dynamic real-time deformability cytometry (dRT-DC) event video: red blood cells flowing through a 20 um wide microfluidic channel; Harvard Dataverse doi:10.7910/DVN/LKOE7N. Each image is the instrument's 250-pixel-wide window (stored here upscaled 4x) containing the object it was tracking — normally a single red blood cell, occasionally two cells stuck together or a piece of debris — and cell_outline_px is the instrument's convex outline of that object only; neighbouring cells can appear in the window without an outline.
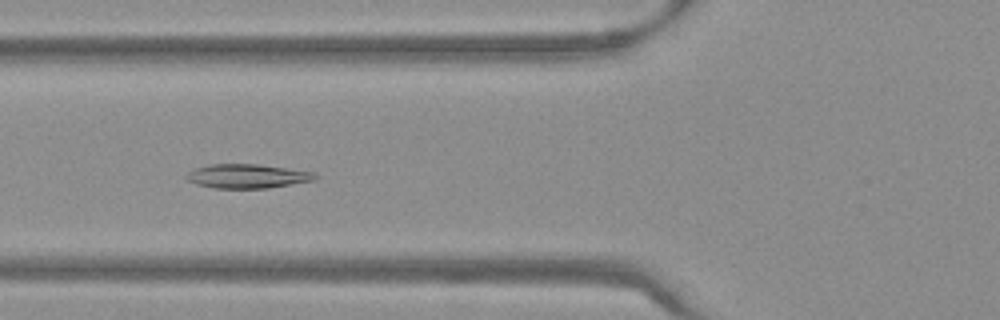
{"species": "Egyptian fruit bat (a non-hibernating species)", "species_latin": "Rousettus aegyptiacus", "temperature_condition": "warm", "stored_images_in_passage": 48, "camera_frame_rate_fps": 3000, "um_per_image_px": 0.085, "frame": {"image": 1, "passage_image": 14, "time_ms": 4.333, "image_size_px": [1000, 320], "cell_outline_px": [[320, 176], [316, 180], [268, 188], [212, 188], [196, 184], [188, 180], [184, 176], [188, 172], [196, 168], [208, 164], [256, 164], [316, 172]], "centroid_in_image_um": [21.05, 14.97], "position_along_channel_um": 104.8, "area_um2": 18.21}}
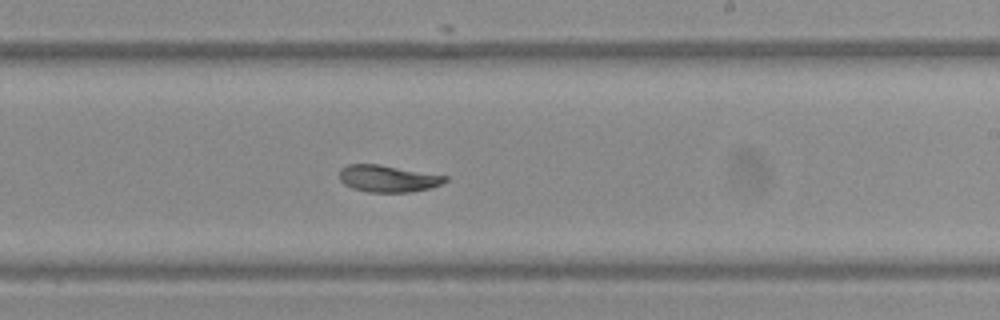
{"frame": {"image": 2, "passage_image": 26, "time_ms": 8.333, "image_size_px": [1000, 320], "cell_outline_px": [[448, 180], [440, 184], [428, 188], [412, 192], [368, 192], [352, 188], [344, 184], [340, 180], [340, 168], [348, 164], [380, 164], [448, 176]], "centroid_in_image_um": [32.96, 15.17], "position_along_channel_um": 256.0, "area_um2": 16.59}}
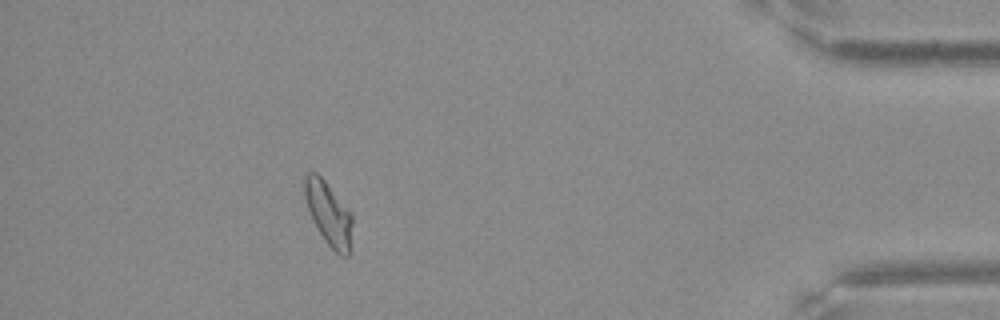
{"frame": {"image": 3, "passage_image": 42, "time_ms": 13.667, "image_size_px": [1000, 320], "cell_outline_px": [[352, 224], [348, 256], [340, 256], [324, 240], [308, 208], [304, 196], [304, 176], [308, 172], [316, 172], [324, 180], [352, 212]], "centroid_in_image_um": [27.94, 18.12], "position_along_channel_um": 407.3, "area_um2": 17.34}, "authors_computed_cell_mechanics": {"area_um2": 17.629, "velocity_mm_per_s": 3.7784, "shape_relaxation_time_tau1_ms": 6.722, "shape_relaxation_time_tau2_ms": 6.1565, "deformation_change_tau1": 0.1794, "deformation_change_tau2": 0.0781}}